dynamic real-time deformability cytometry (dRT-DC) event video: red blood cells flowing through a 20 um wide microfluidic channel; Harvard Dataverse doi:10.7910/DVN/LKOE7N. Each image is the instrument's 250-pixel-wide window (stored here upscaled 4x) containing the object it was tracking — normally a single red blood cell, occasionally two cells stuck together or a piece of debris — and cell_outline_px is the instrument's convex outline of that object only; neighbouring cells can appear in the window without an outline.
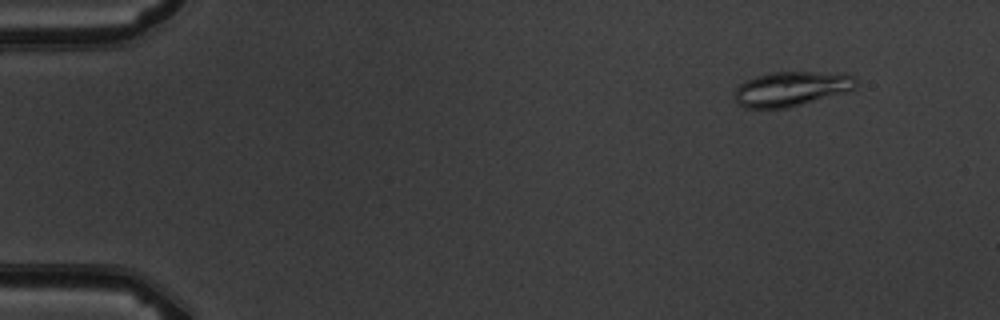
{"species": "common noctule bat (a hibernating species)", "species_latin": "Nyctalus noctula", "temperature_condition": "warm", "stored_images_in_passage": 5, "camera_frame_rate_fps": 3000, "um_per_image_px": 0.085, "animal": {"sex": "male", "body_mass_g": 19.5, "forearm_length_mm": 54.6}, "frame": {"image": 1, "passage_image": 2, "time_ms": 1.333, "image_size_px": [1000, 320], "cell_outline_px": [[856, 88], [848, 92], [788, 108], [744, 108], [736, 100], [732, 92], [740, 84], [756, 76], [772, 72], [844, 72], [856, 76]], "centroid_in_image_um": [67.32, 7.54], "position_along_channel_um": 17.7, "area_um2": 24.91}}